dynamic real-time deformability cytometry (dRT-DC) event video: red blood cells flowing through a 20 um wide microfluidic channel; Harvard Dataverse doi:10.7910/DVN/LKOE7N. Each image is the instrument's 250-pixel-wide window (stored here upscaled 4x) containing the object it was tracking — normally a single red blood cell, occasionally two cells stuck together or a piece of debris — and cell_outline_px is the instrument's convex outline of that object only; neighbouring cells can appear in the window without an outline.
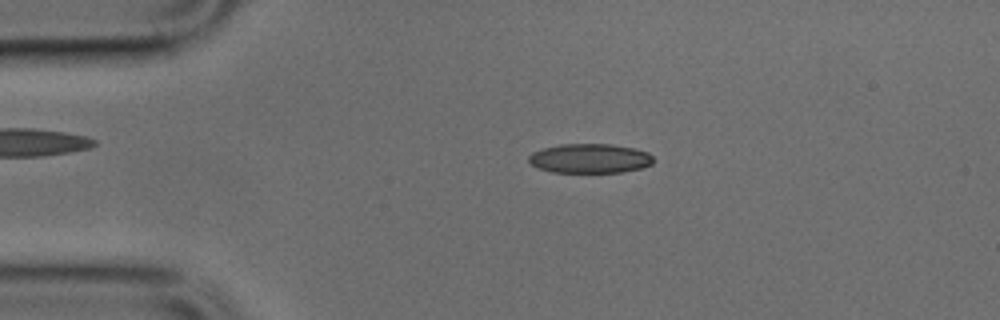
{"species": "common noctule bat (a hibernating species)", "species_latin": "Nyctalus noctula", "temperature_condition": "cold", "stored_images_in_passage": 48, "camera_frame_rate_fps": 3000, "um_per_image_px": 0.085, "animal": {"sex": "male", "body_mass_g": 17.9, "forearm_length_mm": 54.2}, "frame": {"image": 1, "passage_image": 9, "time_ms": 2.667, "image_size_px": [1000, 320], "cell_outline_px": [[652, 164], [640, 168], [620, 172], [552, 172], [540, 168], [532, 164], [528, 160], [528, 156], [532, 152], [544, 148], [560, 144], [608, 144], [632, 148], [648, 152], [652, 156]], "centroid_in_image_um": [50.12, 13.46], "position_along_channel_um": 34.9, "area_um2": 21.1}}
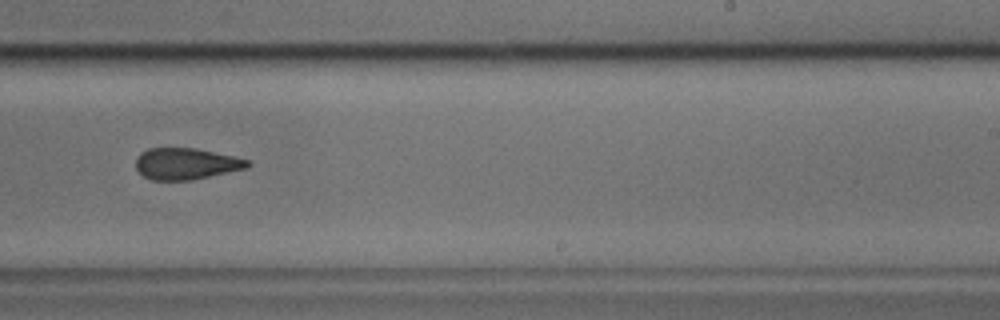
{"frame": {"image": 2, "passage_image": 29, "time_ms": 9.333, "image_size_px": [1000, 320], "cell_outline_px": [[252, 164], [248, 168], [192, 180], [152, 180], [144, 176], [136, 168], [136, 156], [140, 152], [148, 148], [196, 148], [232, 156], [248, 160]], "centroid_in_image_um": [15.8, 13.92], "position_along_channel_um": 273.2, "area_um2": 20.52}}
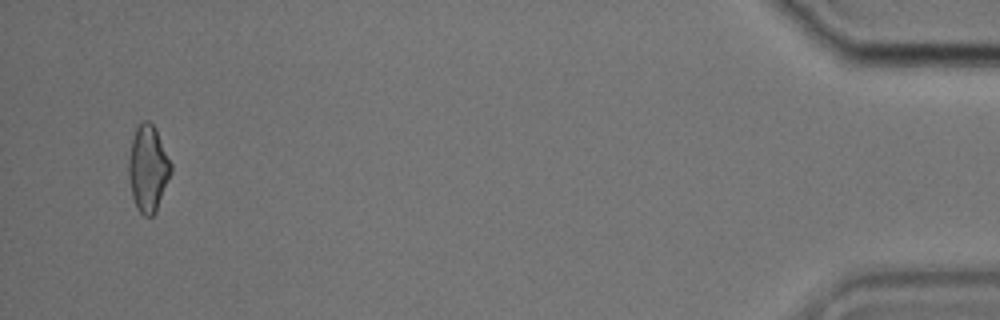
{"frame": {"image": 3, "passage_image": 46, "time_ms": 15.0, "image_size_px": [1000, 320], "cell_outline_px": [[172, 172], [156, 212], [152, 216], [144, 216], [136, 208], [132, 196], [128, 176], [128, 160], [132, 140], [136, 128], [144, 120], [148, 120], [156, 128], [172, 164]], "centroid_in_image_um": [12.59, 14.34], "position_along_channel_um": 422.6, "area_um2": 21.44}}